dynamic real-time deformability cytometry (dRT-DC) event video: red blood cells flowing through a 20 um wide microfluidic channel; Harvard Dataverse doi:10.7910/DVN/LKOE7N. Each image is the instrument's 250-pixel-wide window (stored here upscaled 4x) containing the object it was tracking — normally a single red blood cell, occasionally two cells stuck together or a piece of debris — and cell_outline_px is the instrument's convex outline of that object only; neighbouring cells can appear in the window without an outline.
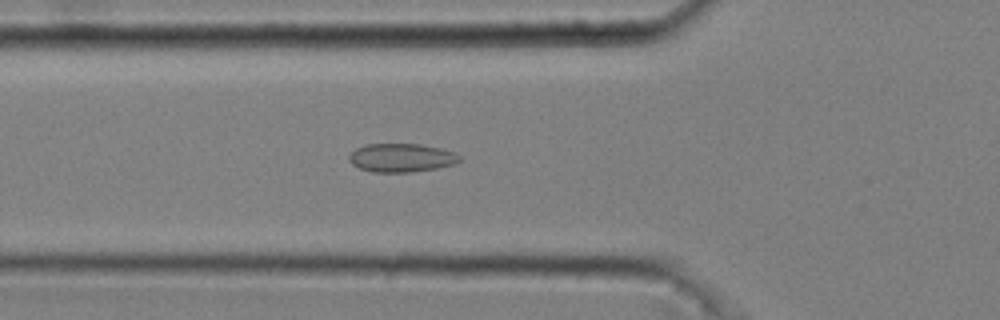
{"species": "common noctule bat (a hibernating species)", "species_latin": "Nyctalus noctula", "temperature_condition": "cold", "stored_images_in_passage": 52, "camera_frame_rate_fps": 3000, "um_per_image_px": 0.085, "animal": {"sex": "male", "body_mass_g": 20.4}, "frame": {"image": 1, "passage_image": 19, "time_ms": 6.0, "image_size_px": [1000, 320], "cell_outline_px": [[460, 160], [456, 164], [436, 168], [412, 172], [372, 172], [360, 168], [352, 164], [348, 160], [348, 156], [356, 148], [364, 144], [420, 144], [440, 148], [456, 152], [460, 156]], "centroid_in_image_um": [34.12, 13.41], "position_along_channel_um": 91.7, "area_um2": 18.5}}
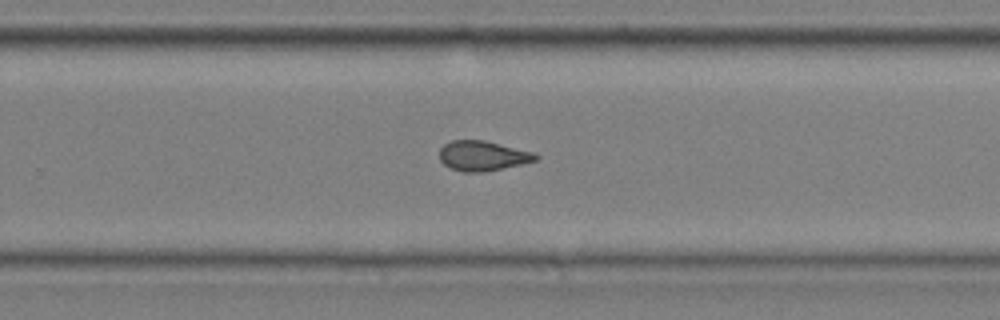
{"frame": {"image": 2, "passage_image": 35, "time_ms": 11.333, "image_size_px": [1000, 320], "cell_outline_px": [[540, 156], [536, 160], [520, 164], [484, 172], [464, 172], [452, 168], [444, 164], [440, 160], [440, 148], [444, 144], [452, 140], [484, 140], [532, 152]], "centroid_in_image_um": [41.0, 13.24], "position_along_channel_um": 288.8, "area_um2": 16.53}}
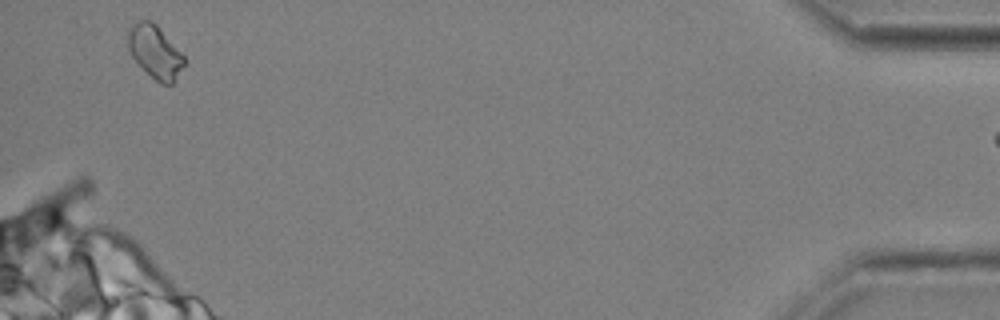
{"frame": {"image": 3, "passage_image": 51, "time_ms": 16.667, "image_size_px": [1000, 320], "cell_outline_px": [[188, 60], [172, 84], [160, 84], [132, 56], [128, 48], [128, 28], [132, 24], [140, 20], [148, 20], [156, 24]], "centroid_in_image_um": [13.2, 4.39], "position_along_channel_um": 422.0, "area_um2": 17.11}}